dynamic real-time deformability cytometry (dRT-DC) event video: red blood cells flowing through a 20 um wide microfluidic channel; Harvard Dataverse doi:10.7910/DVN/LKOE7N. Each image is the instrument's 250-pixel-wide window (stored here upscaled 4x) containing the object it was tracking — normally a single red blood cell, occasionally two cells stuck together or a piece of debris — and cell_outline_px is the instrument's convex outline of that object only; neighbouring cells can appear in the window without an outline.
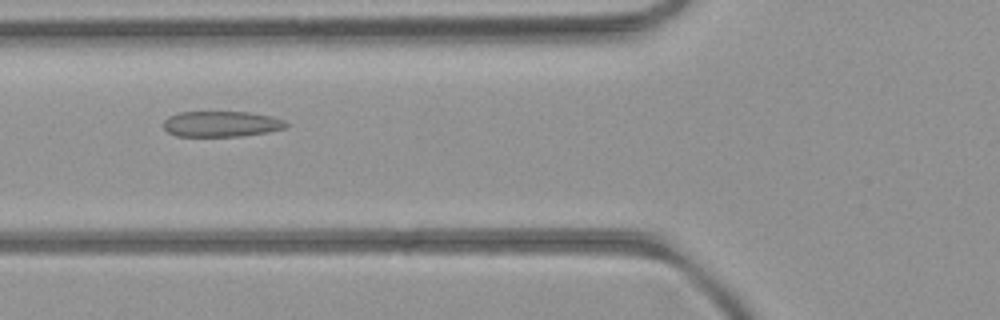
{"species": "common noctule bat (a hibernating species)", "species_latin": "Nyctalus noctula", "temperature_condition": "room temperature", "stored_images_in_passage": 38, "camera_frame_rate_fps": 3000, "um_per_image_px": 0.085, "animal": {"sex": "female", "body_mass_g": 21.9}, "frame": {"image": 1, "passage_image": 5, "time_ms": 1.333, "image_size_px": [1000, 320], "cell_outline_px": [[288, 124], [284, 128], [268, 132], [240, 136], [176, 136], [168, 132], [164, 128], [164, 120], [168, 116], [180, 112], [248, 112], [272, 116], [284, 120]], "centroid_in_image_um": [18.81, 10.53], "position_along_channel_um": 107.0, "area_um2": 18.32}}
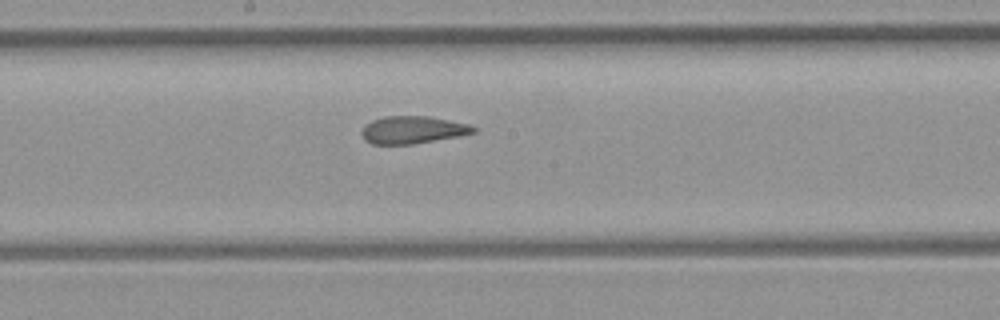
{"frame": {"image": 2, "passage_image": 13, "time_ms": 4.0, "image_size_px": [1000, 320], "cell_outline_px": [[476, 132], [456, 136], [412, 144], [372, 144], [364, 140], [360, 132], [364, 124], [372, 120], [384, 116], [428, 116], [468, 124], [476, 128]], "centroid_in_image_um": [35.0, 11.03], "position_along_channel_um": 213.2, "area_um2": 17.8}}
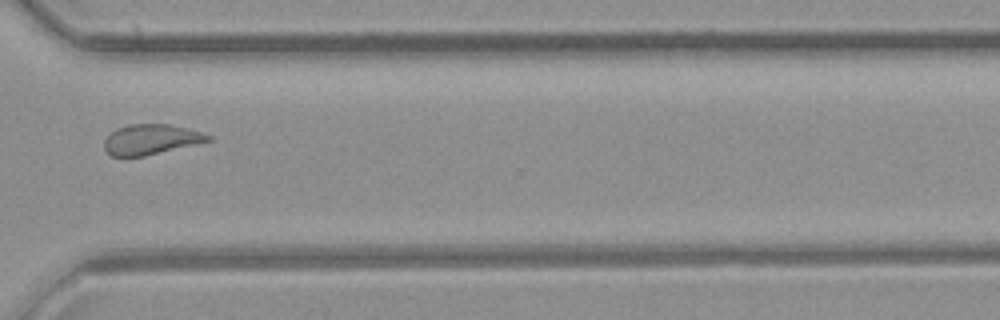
{"frame": {"image": 3, "passage_image": 24, "time_ms": 7.667, "image_size_px": [1000, 320], "cell_outline_px": [[212, 140], [144, 156], [112, 156], [104, 148], [104, 140], [116, 128], [128, 124], [168, 124], [200, 132], [212, 136]], "centroid_in_image_um": [12.8, 11.84], "position_along_channel_um": 357.8, "area_um2": 17.98}, "authors_computed_cell_mechanics": {"area_um2": 18.8717, "velocity_mm_per_s": 3.96, "shape_relaxation_time_tau1_ms": null, "shape_relaxation_time_tau2_ms": 1.9937, "deformation_change_tau1": null, "deformation_change_tau2": 0.0802}}